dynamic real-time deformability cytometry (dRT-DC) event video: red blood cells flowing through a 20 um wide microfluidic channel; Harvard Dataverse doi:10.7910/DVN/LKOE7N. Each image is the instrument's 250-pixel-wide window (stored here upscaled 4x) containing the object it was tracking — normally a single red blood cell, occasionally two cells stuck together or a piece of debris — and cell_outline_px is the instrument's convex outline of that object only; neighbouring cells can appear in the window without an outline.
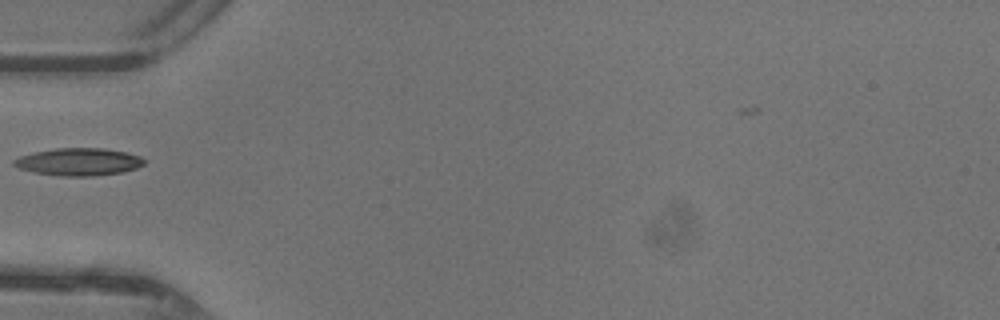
{"species": "common noctule bat (a hibernating species)", "species_latin": "Nyctalus noctula", "temperature_condition": "warm", "stored_images_in_passage": 20, "camera_frame_rate_fps": 3000, "um_per_image_px": 0.085, "animal": {"sex": "female"}, "frame": {"image": 1, "passage_image": 1, "time_ms": 0.0, "image_size_px": [1000, 320], "cell_outline_px": [[144, 164], [136, 168], [124, 172], [92, 176], [60, 176], [36, 172], [20, 168], [12, 164], [12, 160], [20, 156], [36, 152], [56, 148], [104, 148], [128, 152], [140, 156], [144, 160]], "centroid_in_image_um": [6.72, 13.75], "position_along_channel_um": 78.3, "area_um2": 20.81}}
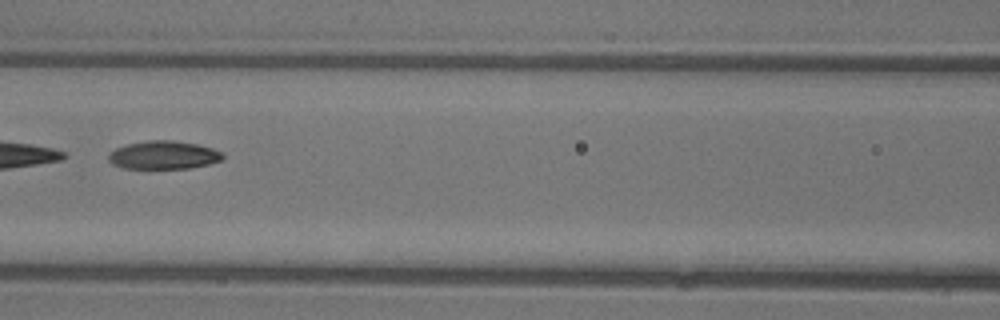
{"frame": {"image": 2, "passage_image": 6, "time_ms": 1.667, "image_size_px": [1000, 320], "cell_outline_px": [[224, 156], [220, 160], [208, 164], [188, 168], [124, 168], [112, 164], [108, 160], [108, 152], [116, 148], [128, 144], [148, 140], [172, 140], [196, 144], [212, 148], [220, 152]], "centroid_in_image_um": [13.85, 13.17], "position_along_channel_um": 152.7, "area_um2": 18.61}}
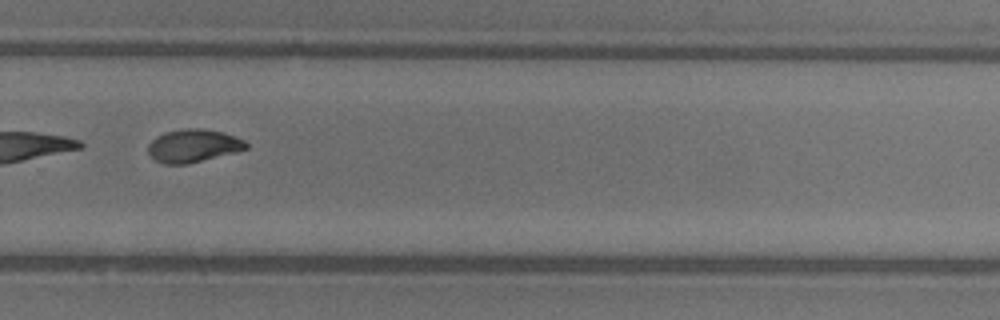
{"frame": {"image": 3, "passage_image": 17, "time_ms": 5.333, "image_size_px": [1000, 320], "cell_outline_px": [[248, 148], [236, 152], [188, 164], [164, 164], [156, 160], [148, 152], [148, 144], [156, 136], [164, 132], [184, 128], [200, 128], [224, 132], [244, 140], [248, 144]], "centroid_in_image_um": [16.43, 12.38], "position_along_channel_um": 313.4, "area_um2": 18.9}}